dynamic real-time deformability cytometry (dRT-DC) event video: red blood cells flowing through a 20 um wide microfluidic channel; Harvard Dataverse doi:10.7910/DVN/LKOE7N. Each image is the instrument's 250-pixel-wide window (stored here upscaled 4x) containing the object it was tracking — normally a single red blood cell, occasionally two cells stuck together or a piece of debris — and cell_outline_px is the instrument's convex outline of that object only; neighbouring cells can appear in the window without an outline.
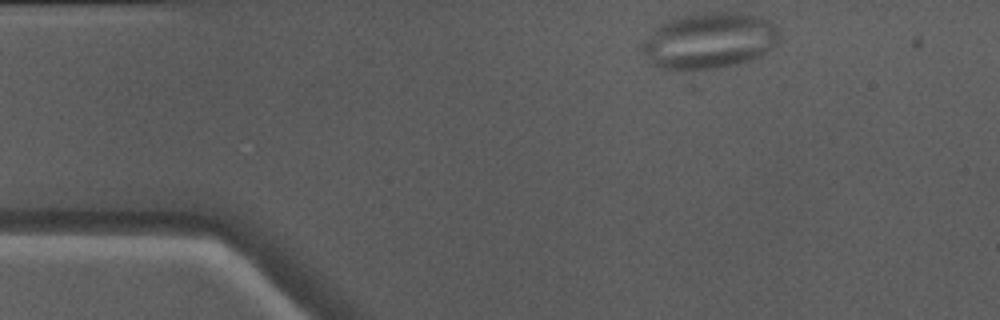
{"species": "Egyptian fruit bat (a non-hibernating species)", "species_latin": "Rousettus aegyptiacus", "temperature_condition": "warm", "stored_images_in_passage": 7, "camera_frame_rate_fps": 3000, "um_per_image_px": 0.085, "animal": {"sex": "male"}, "frame": {"image": 1, "passage_image": 1, "time_ms": 0.0, "image_size_px": [1000, 320], "cell_outline_px": [[780, 36], [776, 44], [772, 48], [760, 56], [752, 60], [736, 64], [700, 72], [664, 68], [652, 64], [640, 48], [644, 40], [660, 24], [676, 16], [712, 12], [736, 12], [756, 16], [768, 20], [776, 28]], "centroid_in_image_um": [60.28, 3.48], "position_along_channel_um": 24.7, "area_um2": 45.08}}